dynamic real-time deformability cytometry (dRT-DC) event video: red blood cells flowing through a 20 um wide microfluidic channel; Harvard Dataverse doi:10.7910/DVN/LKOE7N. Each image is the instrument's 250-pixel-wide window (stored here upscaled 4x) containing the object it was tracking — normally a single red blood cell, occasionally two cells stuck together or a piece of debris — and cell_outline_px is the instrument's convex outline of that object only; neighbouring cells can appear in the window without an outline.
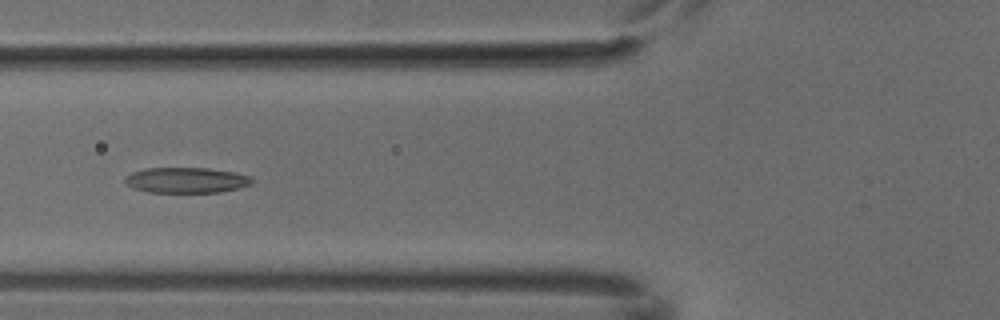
{"species": "common noctule bat (a hibernating species)", "species_latin": "Nyctalus noctula", "temperature_condition": "cold", "stored_images_in_passage": 5, "camera_frame_rate_fps": 3000, "um_per_image_px": 0.085, "animal": {"sex": "male", "body_mass_g": 18.8}, "frame": {"image": 1, "passage_image": 5, "time_ms": 1.333, "image_size_px": [1000, 320], "cell_outline_px": [[252, 184], [220, 192], [148, 192], [132, 188], [124, 180], [132, 172], [148, 168], [208, 168], [236, 172], [248, 176], [252, 180]], "centroid_in_image_um": [15.84, 15.31], "position_along_channel_um": 110.0, "area_um2": 18.67}}